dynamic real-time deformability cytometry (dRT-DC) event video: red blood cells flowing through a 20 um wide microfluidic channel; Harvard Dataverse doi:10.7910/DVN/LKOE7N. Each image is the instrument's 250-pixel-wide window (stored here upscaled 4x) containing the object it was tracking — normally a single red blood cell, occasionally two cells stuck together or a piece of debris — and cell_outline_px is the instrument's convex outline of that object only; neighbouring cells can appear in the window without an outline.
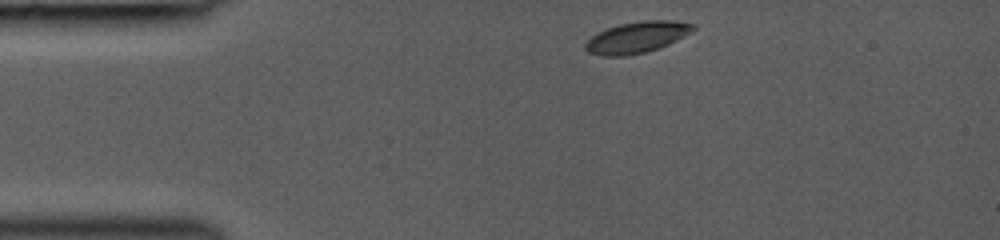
{"species": "common noctule bat (a hibernating species)", "species_latin": "Nyctalus noctula", "temperature_condition": "room temperature", "stored_images_in_passage": 7, "camera_frame_rate_fps": 3000, "um_per_image_px": 0.085, "animal": {"sex": "female", "body_mass_g": 19.0, "forearm_length_mm": 53.3}, "frame": {"image": 1, "passage_image": 1, "time_ms": 0.0, "image_size_px": [1000, 240], "cell_outline_px": [[696, 28], [692, 32], [668, 44], [644, 52], [624, 56], [604, 56], [588, 52], [584, 48], [584, 44], [596, 32], [620, 24], [640, 20], [672, 20], [692, 24]], "centroid_in_image_um": [54.11, 3.16], "position_along_channel_um": 30.9, "area_um2": 19.48}}
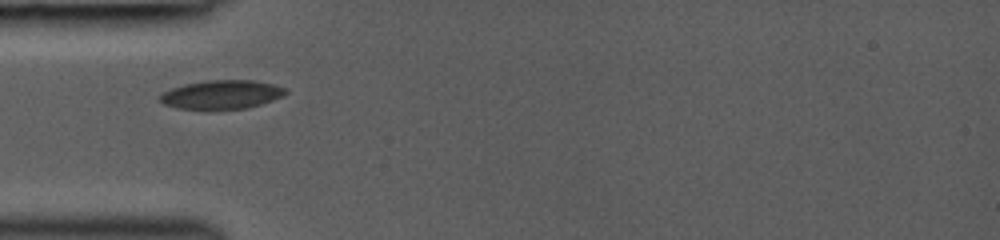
{"frame": {"image": 2, "passage_image": 5, "time_ms": 2.0, "image_size_px": [1000, 240], "cell_outline_px": [[288, 92], [284, 96], [248, 108], [204, 112], [176, 108], [164, 104], [160, 100], [160, 96], [164, 92], [172, 88], [184, 84], [208, 80], [252, 80], [272, 84], [288, 88]], "centroid_in_image_um": [18.83, 8.08], "position_along_channel_um": 66.2, "area_um2": 21.79}}